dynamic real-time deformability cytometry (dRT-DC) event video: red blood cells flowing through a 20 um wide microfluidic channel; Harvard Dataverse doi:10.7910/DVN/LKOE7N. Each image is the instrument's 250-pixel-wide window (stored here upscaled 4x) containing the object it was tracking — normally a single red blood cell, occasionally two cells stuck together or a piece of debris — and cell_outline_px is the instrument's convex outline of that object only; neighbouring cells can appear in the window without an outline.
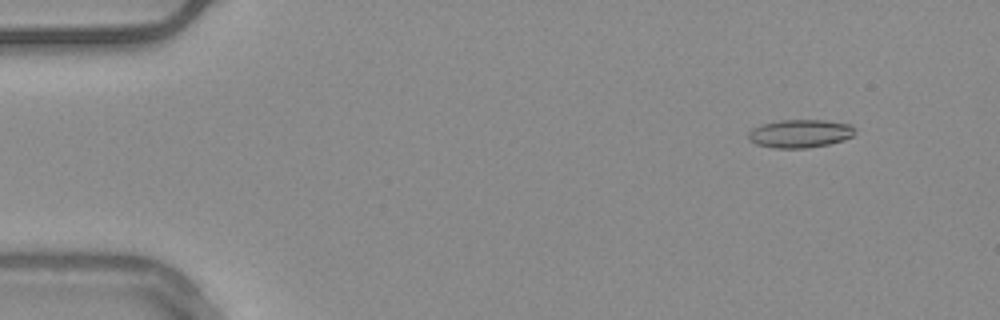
{"species": "common noctule bat (a hibernating species)", "species_latin": "Nyctalus noctula", "temperature_condition": "warm", "stored_images_in_passage": 17, "camera_frame_rate_fps": 3000, "um_per_image_px": 0.085, "animal": {"sex": "male", "body_mass_g": 20.4}, "frame": {"image": 1, "passage_image": 6, "time_ms": 1.667, "image_size_px": [1000, 320], "cell_outline_px": [[856, 132], [852, 136], [844, 140], [828, 144], [808, 148], [772, 148], [756, 144], [748, 136], [748, 132], [752, 128], [764, 124], [780, 120], [824, 120], [852, 124], [856, 128]], "centroid_in_image_um": [68.05, 11.35], "position_along_channel_um": 16.9, "area_um2": 17.57}}
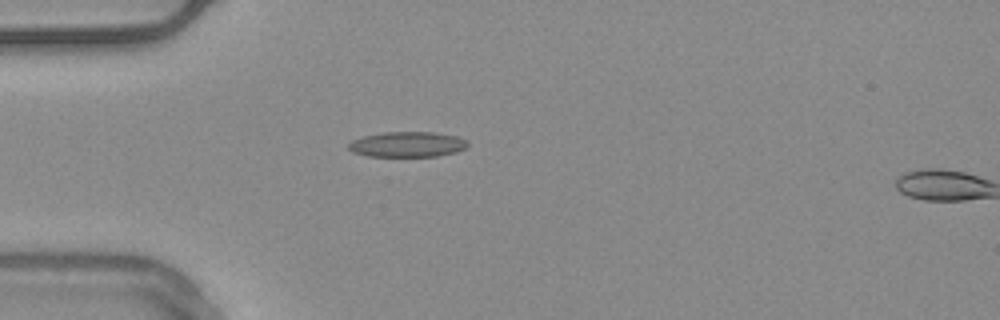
{"frame": {"image": 2, "passage_image": 16, "time_ms": 5.0, "image_size_px": [1000, 320], "cell_outline_px": [[468, 144], [464, 148], [456, 152], [436, 156], [368, 156], [352, 152], [348, 148], [348, 144], [352, 140], [364, 136], [384, 132], [436, 132], [456, 136], [468, 140]], "centroid_in_image_um": [34.62, 12.27], "position_along_channel_um": 50.4, "area_um2": 17.57}}